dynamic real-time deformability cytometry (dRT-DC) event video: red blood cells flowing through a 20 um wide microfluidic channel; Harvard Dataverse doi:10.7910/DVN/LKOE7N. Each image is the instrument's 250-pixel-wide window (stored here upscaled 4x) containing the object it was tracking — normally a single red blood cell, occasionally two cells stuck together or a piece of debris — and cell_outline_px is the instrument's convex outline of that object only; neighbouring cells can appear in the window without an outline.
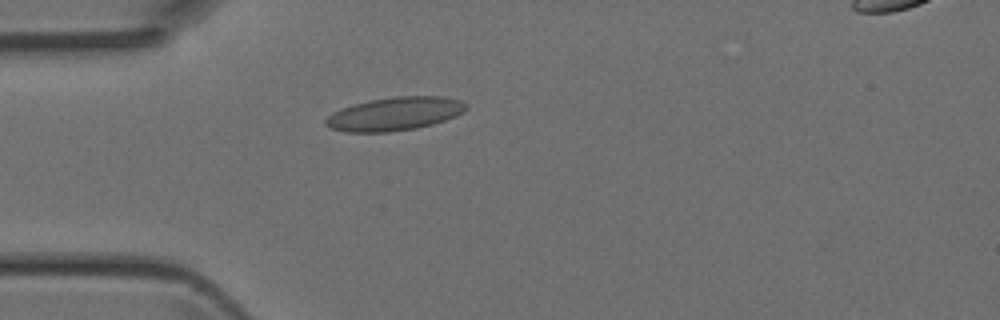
{"species": "Egyptian fruit bat (a non-hibernating species)", "species_latin": "Rousettus aegyptiacus", "temperature_condition": "room temperature", "stored_images_in_passage": 2, "camera_frame_rate_fps": 3000, "um_per_image_px": 0.085, "animal": {"sex": "female"}, "frame": {"image": 1, "passage_image": 2, "time_ms": 0.333, "image_size_px": [1000, 320], "cell_outline_px": [[468, 108], [464, 112], [456, 116], [432, 124], [416, 128], [388, 132], [344, 132], [332, 128], [324, 124], [324, 120], [332, 112], [352, 104], [372, 100], [396, 96], [440, 96], [460, 100], [468, 104]], "centroid_in_image_um": [33.55, 9.67], "position_along_channel_um": 51.4, "area_um2": 27.34}}